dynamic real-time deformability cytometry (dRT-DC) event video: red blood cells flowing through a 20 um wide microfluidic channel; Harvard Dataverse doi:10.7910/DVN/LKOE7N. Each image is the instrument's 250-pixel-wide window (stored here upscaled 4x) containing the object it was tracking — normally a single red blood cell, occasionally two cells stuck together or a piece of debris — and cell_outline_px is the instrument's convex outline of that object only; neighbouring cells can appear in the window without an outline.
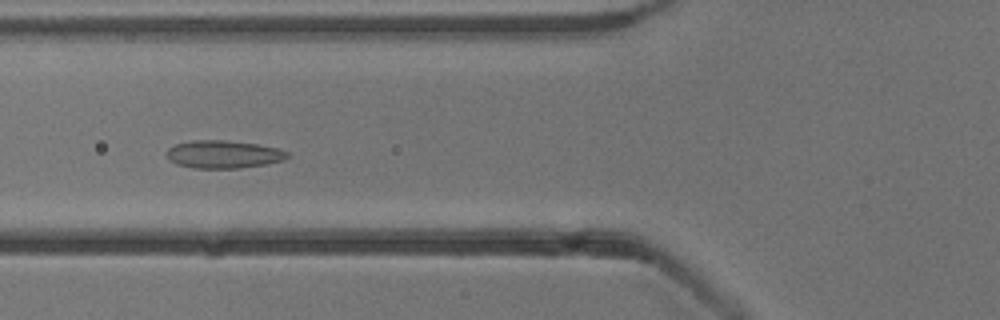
{"species": "common noctule bat (a hibernating species)", "species_latin": "Nyctalus noctula", "temperature_condition": "cold", "stored_images_in_passage": 53, "camera_frame_rate_fps": 3000, "um_per_image_px": 0.085, "animal": {"sex": "male", "body_mass_g": 13.3}, "frame": {"image": 1, "passage_image": 20, "time_ms": 6.333, "image_size_px": [1000, 320], "cell_outline_px": [[288, 156], [284, 160], [268, 164], [240, 168], [192, 168], [176, 164], [168, 160], [164, 152], [168, 148], [176, 144], [192, 140], [224, 140], [256, 144], [276, 148], [288, 152]], "centroid_in_image_um": [18.94, 13.12], "position_along_channel_um": 106.9, "area_um2": 19.71}}
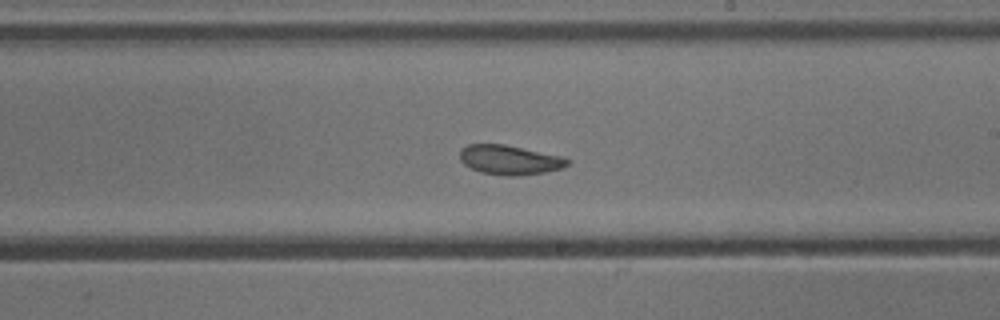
{"frame": {"image": 2, "passage_image": 31, "time_ms": 10.0, "image_size_px": [1000, 320], "cell_outline_px": [[572, 160], [568, 164], [560, 168], [544, 172], [520, 176], [504, 176], [480, 172], [464, 164], [460, 160], [460, 148], [468, 144], [504, 144], [560, 156]], "centroid_in_image_um": [43.28, 13.59], "position_along_channel_um": 245.7, "area_um2": 18.44}}
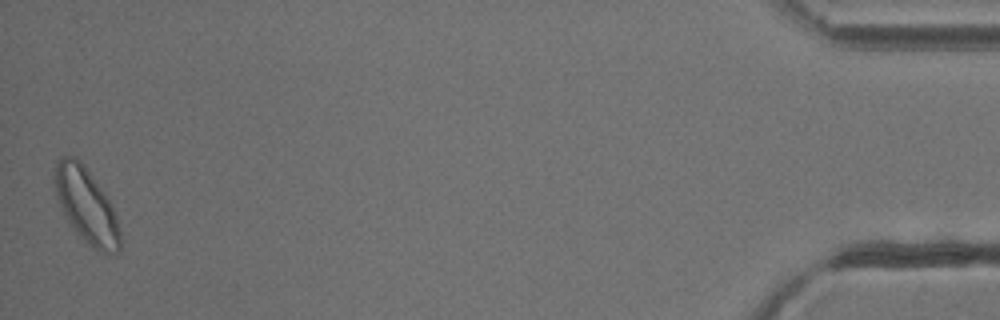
{"frame": {"image": 3, "passage_image": 53, "time_ms": 17.333, "image_size_px": [1000, 320], "cell_outline_px": [[120, 252], [112, 256], [100, 252], [92, 248], [68, 224], [56, 196], [52, 176], [56, 160], [60, 156], [72, 156], [80, 160], [84, 164], [104, 192], [116, 216], [120, 232]], "centroid_in_image_um": [7.31, 17.48], "position_along_channel_um": 427.9, "area_um2": 29.02}, "authors_computed_cell_mechanics": {"area_um2": 20.6924, "velocity_mm_per_s": 3.7933, "shape_relaxation_time_tau1_ms": null, "shape_relaxation_time_tau2_ms": 2.3895, "deformation_change_tau1": null, "deformation_change_tau2": 0.0608}}